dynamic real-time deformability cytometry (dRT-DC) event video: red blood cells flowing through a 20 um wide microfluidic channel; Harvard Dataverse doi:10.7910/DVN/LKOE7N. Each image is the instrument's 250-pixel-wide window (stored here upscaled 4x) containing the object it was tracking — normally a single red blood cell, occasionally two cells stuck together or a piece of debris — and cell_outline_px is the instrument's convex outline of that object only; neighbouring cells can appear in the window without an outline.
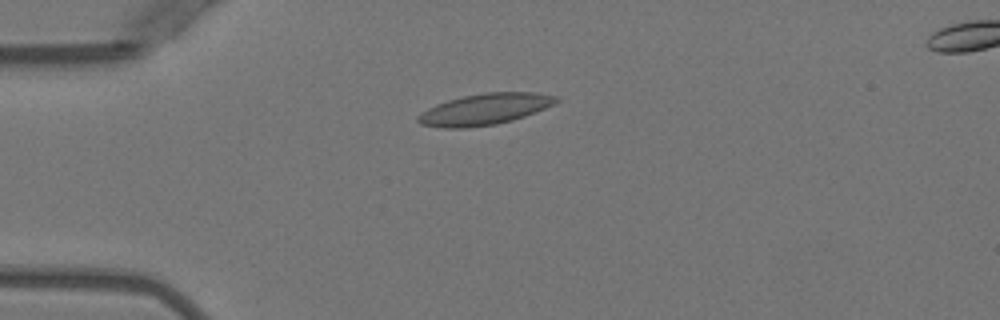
{"species": "Egyptian fruit bat (a non-hibernating species)", "species_latin": "Rousettus aegyptiacus", "temperature_condition": "warm", "stored_images_in_passage": 3, "camera_frame_rate_fps": 3000, "um_per_image_px": 0.085, "animal": {"sex": "female"}, "frame": {"image": 1, "passage_image": 1, "time_ms": 0.0, "image_size_px": [1000, 320], "cell_outline_px": [[560, 100], [536, 112], [512, 120], [496, 124], [468, 128], [444, 128], [420, 124], [416, 120], [416, 116], [420, 112], [436, 104], [448, 100], [464, 96], [484, 92], [536, 92], [560, 96]], "centroid_in_image_um": [41.19, 9.28], "position_along_channel_um": 43.8, "area_um2": 25.26}}
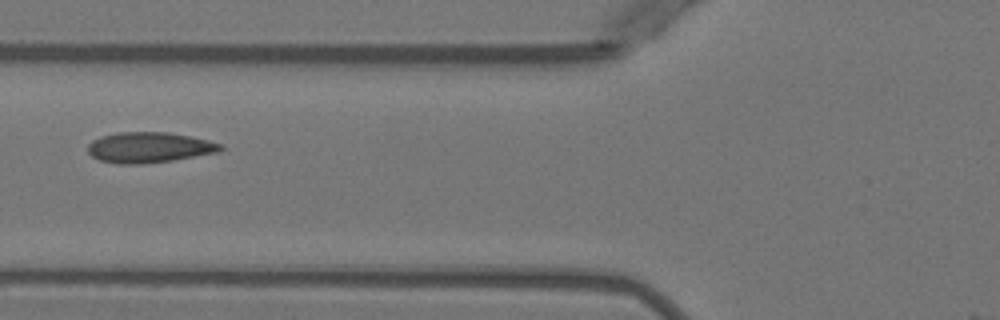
{"frame": {"image": 2, "passage_image": 3, "time_ms": 2.333, "image_size_px": [1000, 320], "cell_outline_px": [[224, 148], [216, 152], [172, 160], [140, 164], [116, 164], [100, 160], [92, 156], [88, 152], [88, 144], [92, 140], [100, 136], [120, 132], [168, 132], [192, 136], [224, 144]], "centroid_in_image_um": [12.67, 12.52], "position_along_channel_um": 113.1, "area_um2": 23.64}}